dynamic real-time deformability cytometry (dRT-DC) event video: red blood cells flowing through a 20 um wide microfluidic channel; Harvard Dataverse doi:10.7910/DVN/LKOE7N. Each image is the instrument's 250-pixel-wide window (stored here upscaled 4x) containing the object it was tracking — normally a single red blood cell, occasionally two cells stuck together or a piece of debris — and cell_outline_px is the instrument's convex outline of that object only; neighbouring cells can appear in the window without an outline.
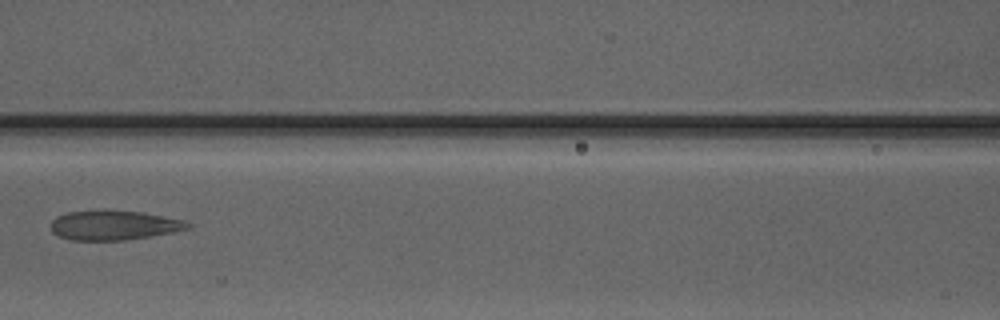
{"species": "Egyptian fruit bat (a non-hibernating species)", "species_latin": "Rousettus aegyptiacus", "temperature_condition": "warm", "stored_images_in_passage": 3, "camera_frame_rate_fps": 3000, "um_per_image_px": 0.085, "animal": {"sex": "male"}, "frame": {"image": 1, "passage_image": 3, "time_ms": 2.333, "image_size_px": [1000, 320], "cell_outline_px": [[192, 224], [188, 228], [172, 232], [124, 240], [72, 240], [60, 236], [52, 232], [48, 224], [56, 216], [68, 212], [104, 208], [140, 212], [164, 216], [184, 220]], "centroid_in_image_um": [9.61, 19.11], "position_along_channel_um": 157.0, "area_um2": 23.93}}